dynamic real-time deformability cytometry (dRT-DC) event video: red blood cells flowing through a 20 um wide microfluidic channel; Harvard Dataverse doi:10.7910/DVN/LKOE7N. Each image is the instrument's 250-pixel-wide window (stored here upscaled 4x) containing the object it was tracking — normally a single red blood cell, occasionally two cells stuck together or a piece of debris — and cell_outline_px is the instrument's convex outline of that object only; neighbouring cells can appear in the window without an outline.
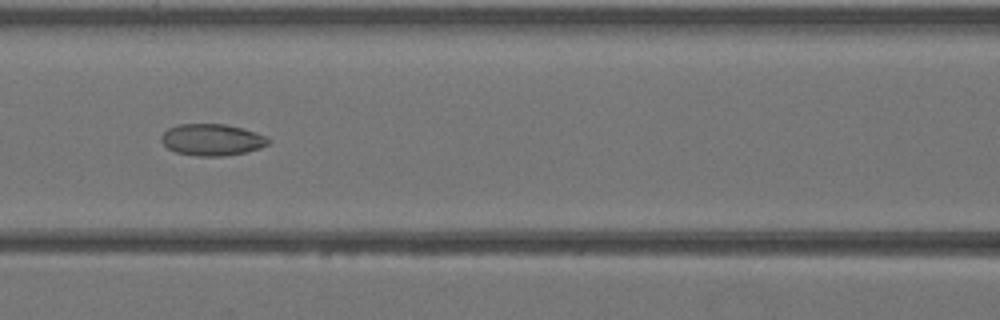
{"species": "Egyptian fruit bat (a non-hibernating species)", "species_latin": "Rousettus aegyptiacus", "temperature_condition": "warm", "stored_images_in_passage": 29, "camera_frame_rate_fps": 3000, "um_per_image_px": 0.085, "animal": {"sex": "female"}, "frame": {"image": 1, "passage_image": 10, "time_ms": 3.0, "image_size_px": [1000, 320], "cell_outline_px": [[268, 144], [260, 148], [248, 152], [224, 156], [196, 156], [176, 152], [168, 148], [160, 140], [160, 136], [168, 128], [176, 124], [224, 124], [244, 128], [256, 132], [264, 136], [268, 140]], "centroid_in_image_um": [17.99, 11.88], "position_along_channel_um": 148.6, "area_um2": 19.83}}
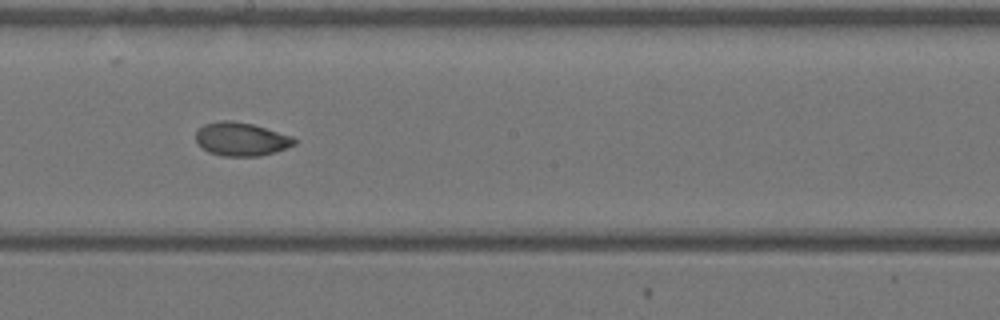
{"frame": {"image": 2, "passage_image": 15, "time_ms": 4.667, "image_size_px": [1000, 320], "cell_outline_px": [[296, 144], [276, 152], [260, 156], [224, 156], [208, 152], [196, 140], [196, 132], [204, 124], [220, 120], [232, 120], [252, 124], [292, 136], [296, 140]], "centroid_in_image_um": [20.52, 11.82], "position_along_channel_um": 227.7, "area_um2": 19.13}}
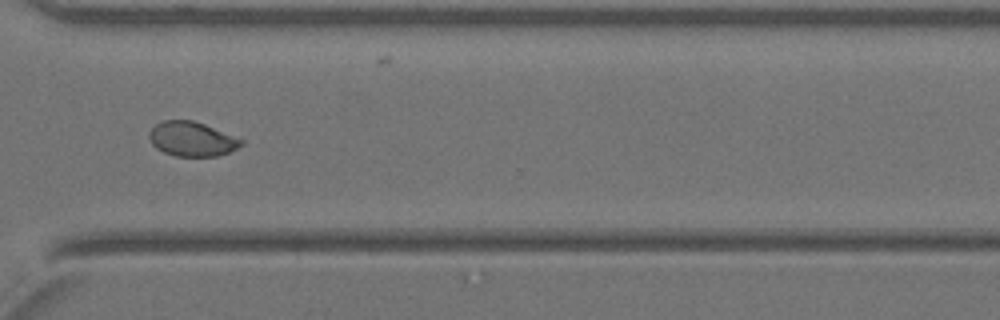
{"frame": {"image": 3, "passage_image": 23, "time_ms": 7.333, "image_size_px": [1000, 320], "cell_outline_px": [[244, 144], [228, 152], [216, 156], [176, 156], [164, 152], [156, 148], [152, 144], [148, 136], [152, 128], [160, 120], [192, 120], [204, 124], [244, 140]], "centroid_in_image_um": [16.29, 11.81], "position_along_channel_um": 354.3, "area_um2": 18.38}}